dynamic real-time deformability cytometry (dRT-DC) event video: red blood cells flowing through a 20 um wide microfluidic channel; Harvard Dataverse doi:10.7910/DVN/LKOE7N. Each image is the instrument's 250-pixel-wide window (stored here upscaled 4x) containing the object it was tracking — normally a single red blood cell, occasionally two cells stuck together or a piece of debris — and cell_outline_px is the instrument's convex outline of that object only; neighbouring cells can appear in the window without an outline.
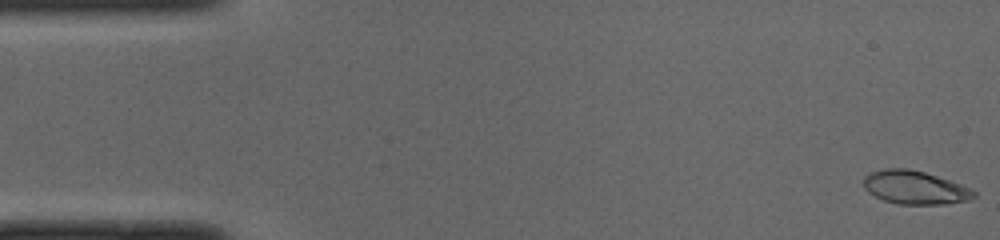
{"species": "common noctule bat (a hibernating species)", "species_latin": "Nyctalus noctula", "temperature_condition": "cold", "stored_images_in_passage": 20, "camera_frame_rate_fps": 3000, "um_per_image_px": 0.085, "animal": {"sex": "male", "body_mass_g": 19.0, "forearm_length_mm": 50.8}, "frame": {"image": 1, "passage_image": 1, "time_ms": 0.0, "image_size_px": [1000, 240], "cell_outline_px": [[976, 196], [968, 200], [944, 204], [896, 204], [884, 200], [868, 192], [864, 188], [864, 176], [868, 172], [884, 168], [908, 168], [924, 172], [972, 188], [976, 192]], "centroid_in_image_um": [77.74, 15.93], "position_along_channel_um": 7.3, "area_um2": 21.5}}
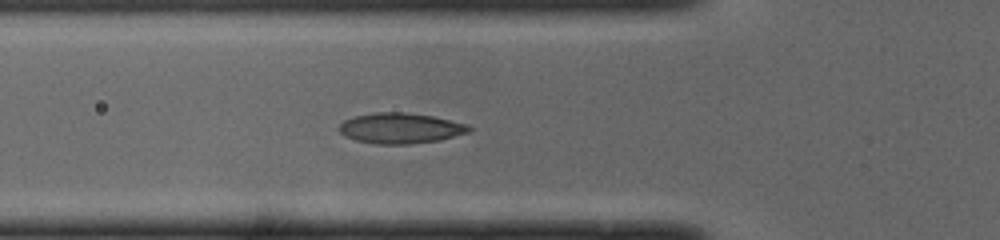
{"frame": {"image": 2, "passage_image": 17, "time_ms": 5.333, "image_size_px": [1000, 240], "cell_outline_px": [[472, 128], [468, 132], [440, 140], [408, 144], [376, 144], [356, 140], [344, 136], [336, 128], [344, 120], [352, 116], [376, 112], [404, 112], [432, 116], [468, 124]], "centroid_in_image_um": [33.99, 10.89], "position_along_channel_um": 91.8, "area_um2": 23.18}}
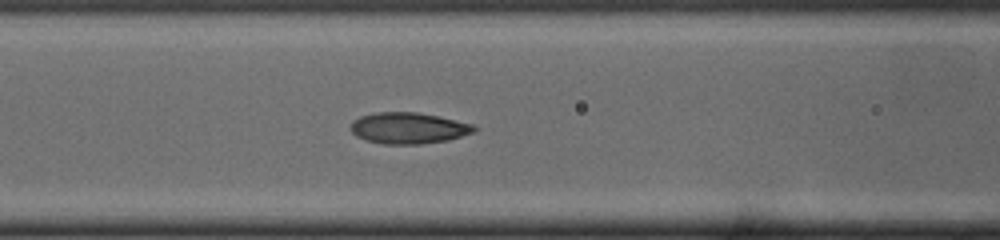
{"frame": {"image": 3, "passage_image": 20, "time_ms": 6.333, "image_size_px": [1000, 240], "cell_outline_px": [[480, 128], [472, 132], [448, 140], [420, 144], [384, 144], [368, 140], [356, 136], [348, 128], [352, 120], [360, 116], [376, 112], [416, 112], [440, 116], [476, 124]], "centroid_in_image_um": [34.73, 10.87], "position_along_channel_um": 131.9, "area_um2": 22.72}}